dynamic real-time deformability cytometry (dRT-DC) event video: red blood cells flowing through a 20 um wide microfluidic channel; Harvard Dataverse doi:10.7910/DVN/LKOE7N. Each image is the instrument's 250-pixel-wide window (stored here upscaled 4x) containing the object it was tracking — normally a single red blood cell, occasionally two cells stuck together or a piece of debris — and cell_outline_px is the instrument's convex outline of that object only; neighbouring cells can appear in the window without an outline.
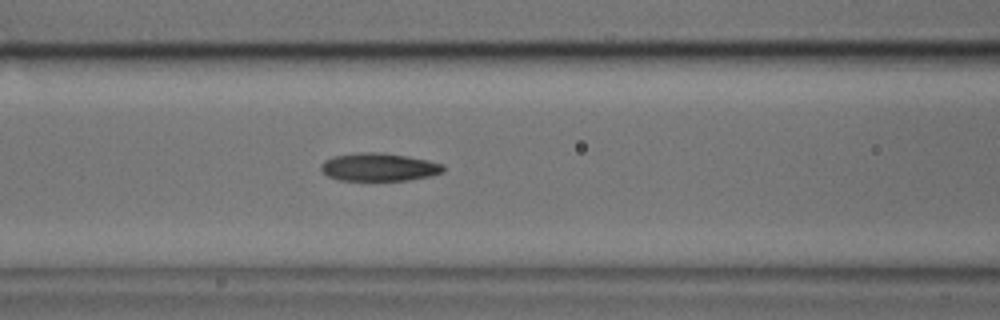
{"species": "common noctule bat (a hibernating species)", "species_latin": "Nyctalus noctula", "temperature_condition": "cold", "stored_images_in_passage": 31, "camera_frame_rate_fps": 3000, "um_per_image_px": 0.085, "animal": {"sex": "male", "body_mass_g": 17.9, "forearm_length_mm": 54.2}, "frame": {"image": 1, "passage_image": 11, "time_ms": 3.333, "image_size_px": [1000, 320], "cell_outline_px": [[444, 172], [432, 176], [408, 180], [340, 180], [328, 176], [320, 168], [320, 164], [324, 160], [332, 156], [364, 152], [376, 152], [408, 156], [428, 160], [444, 164]], "centroid_in_image_um": [32.23, 14.2], "position_along_channel_um": 134.4, "area_um2": 20.0}}
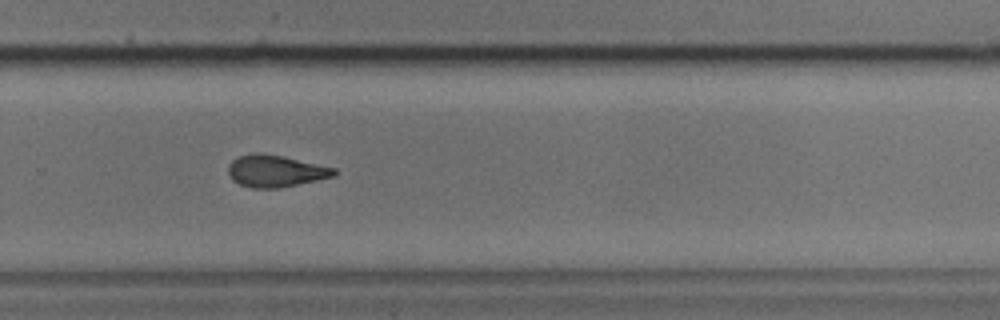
{"frame": {"image": 2, "passage_image": 24, "time_ms": 7.667, "image_size_px": [1000, 320], "cell_outline_px": [[336, 176], [276, 188], [252, 188], [240, 184], [232, 180], [228, 176], [228, 164], [232, 160], [240, 156], [256, 152], [260, 152], [284, 156], [336, 168]], "centroid_in_image_um": [23.39, 14.52], "position_along_channel_um": 306.4, "area_um2": 19.71}}
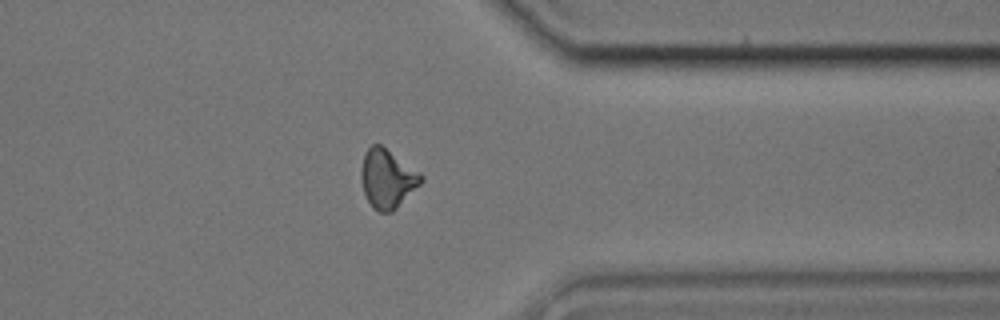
{"frame": {"image": 3, "passage_image": 30, "time_ms": 9.667, "image_size_px": [1000, 320], "cell_outline_px": [[424, 180], [392, 212], [376, 212], [372, 208], [364, 192], [360, 176], [360, 172], [364, 152], [372, 144], [380, 144], [420, 172], [424, 176]], "centroid_in_image_um": [32.91, 15.18], "position_along_channel_um": 378.5, "area_um2": 20.52}}